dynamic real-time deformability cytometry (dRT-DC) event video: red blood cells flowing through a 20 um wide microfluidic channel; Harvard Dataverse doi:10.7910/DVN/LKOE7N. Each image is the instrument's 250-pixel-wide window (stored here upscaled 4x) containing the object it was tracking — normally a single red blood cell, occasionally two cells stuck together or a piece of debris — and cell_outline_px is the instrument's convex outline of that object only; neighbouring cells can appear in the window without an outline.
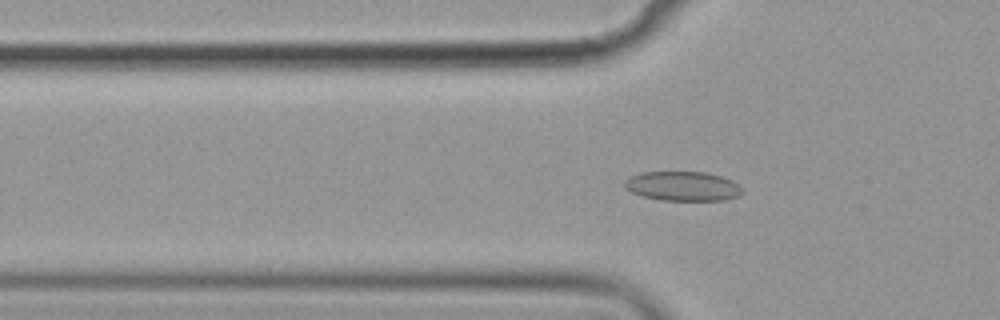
{"species": "common noctule bat (a hibernating species)", "species_latin": "Nyctalus noctula", "temperature_condition": "cold", "stored_images_in_passage": 49, "camera_frame_rate_fps": 3000, "um_per_image_px": 0.085, "animal": {"sex": "female", "body_mass_g": 19.9}, "frame": {"image": 1, "passage_image": 13, "time_ms": 4.0, "image_size_px": [1000, 320], "cell_outline_px": [[744, 192], [740, 196], [724, 200], [660, 200], [644, 196], [632, 192], [624, 184], [624, 180], [640, 172], [704, 172], [720, 176], [732, 180], [744, 188]], "centroid_in_image_um": [58.09, 15.82], "position_along_channel_um": 67.7, "area_um2": 20.17}}
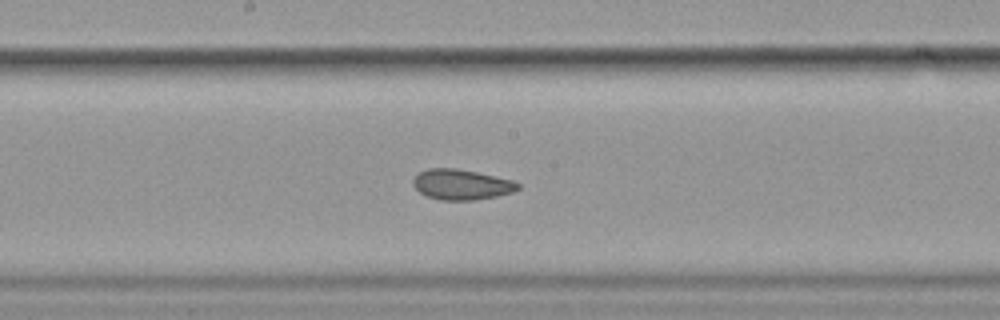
{"frame": {"image": 2, "passage_image": 25, "time_ms": 8.0, "image_size_px": [1000, 320], "cell_outline_px": [[520, 188], [512, 192], [496, 196], [472, 200], [440, 200], [428, 196], [420, 192], [412, 184], [412, 180], [420, 172], [428, 168], [456, 168], [476, 172], [512, 180], [520, 184]], "centroid_in_image_um": [39.21, 15.68], "position_along_channel_um": 209.0, "area_um2": 18.38}}
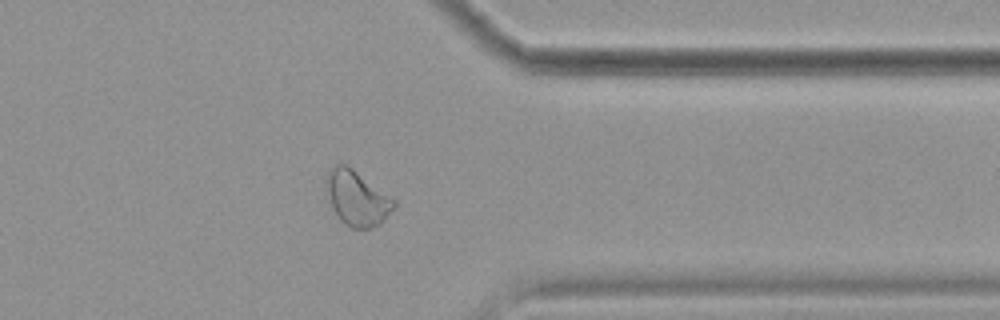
{"frame": {"image": 3, "passage_image": 40, "time_ms": 13.0, "image_size_px": [1000, 320], "cell_outline_px": [[396, 204], [384, 220], [380, 224], [372, 228], [352, 228], [344, 224], [340, 220], [324, 196], [324, 180], [328, 172], [336, 164], [348, 164], [396, 200]], "centroid_in_image_um": [30.29, 16.82], "position_along_channel_um": 381.1, "area_um2": 22.2}}